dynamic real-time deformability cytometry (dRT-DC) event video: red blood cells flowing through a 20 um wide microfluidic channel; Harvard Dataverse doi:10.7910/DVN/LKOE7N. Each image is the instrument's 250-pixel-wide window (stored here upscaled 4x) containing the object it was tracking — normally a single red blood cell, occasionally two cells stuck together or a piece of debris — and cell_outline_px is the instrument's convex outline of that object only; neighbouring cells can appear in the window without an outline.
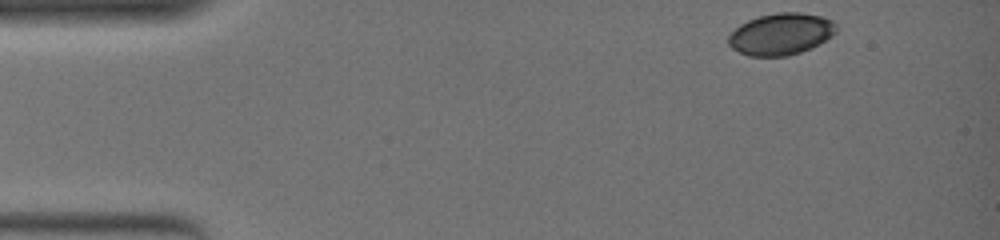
{"species": "common noctule bat (a hibernating species)", "species_latin": "Nyctalus noctula", "temperature_condition": "warm", "stored_images_in_passage": 44, "camera_frame_rate_fps": 3000, "um_per_image_px": 0.085, "animal": {"sex": "female", "body_mass_g": 19.0, "forearm_length_mm": 51.5}, "frame": {"image": 1, "passage_image": 1, "time_ms": 0.0, "image_size_px": [1000, 240], "cell_outline_px": [[836, 32], [832, 36], [812, 48], [788, 56], [748, 56], [732, 48], [728, 44], [728, 36], [740, 24], [748, 20], [760, 16], [776, 12], [800, 12], [820, 16], [832, 20], [836, 24]], "centroid_in_image_um": [66.38, 2.89], "position_along_channel_um": 18.6, "area_um2": 26.24}}
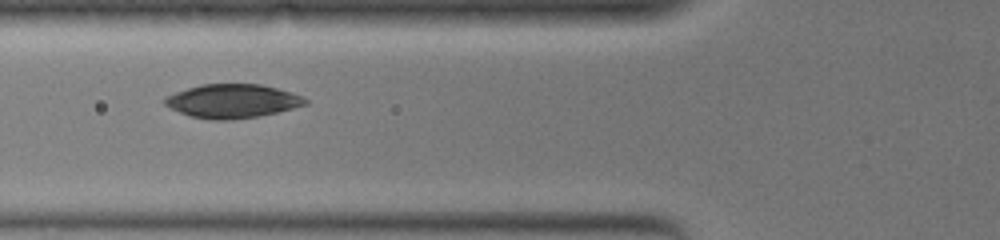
{"frame": {"image": 2, "passage_image": 16, "time_ms": 5.0, "image_size_px": [1000, 240], "cell_outline_px": [[308, 104], [276, 112], [256, 116], [232, 120], [212, 120], [188, 116], [164, 104], [164, 96], [188, 88], [204, 84], [260, 84], [292, 92], [308, 100]], "centroid_in_image_um": [19.73, 8.59], "position_along_channel_um": 106.1, "area_um2": 27.46}}
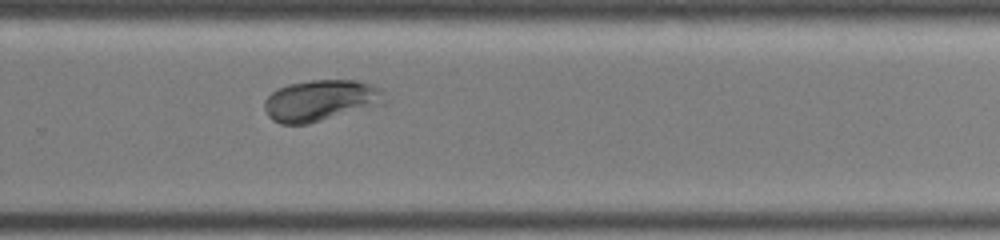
{"frame": {"image": 3, "passage_image": 32, "time_ms": 10.333, "image_size_px": [1000, 240], "cell_outline_px": [[388, 104], [308, 124], [280, 124], [272, 120], [268, 116], [264, 108], [264, 100], [272, 92], [288, 84], [312, 80], [356, 80], [372, 84], [388, 92]], "centroid_in_image_um": [27.37, 8.55], "position_along_channel_um": 302.4, "area_um2": 29.65}, "authors_computed_cell_mechanics": {"area_um2": 27.8018, "velocity_mm_per_s": 3.6908, "shape_relaxation_time_tau1_ms": 6.2925, "shape_relaxation_time_tau2_ms": null, "deformation_change_tau1": 0.1679, "deformation_change_tau2": null}}